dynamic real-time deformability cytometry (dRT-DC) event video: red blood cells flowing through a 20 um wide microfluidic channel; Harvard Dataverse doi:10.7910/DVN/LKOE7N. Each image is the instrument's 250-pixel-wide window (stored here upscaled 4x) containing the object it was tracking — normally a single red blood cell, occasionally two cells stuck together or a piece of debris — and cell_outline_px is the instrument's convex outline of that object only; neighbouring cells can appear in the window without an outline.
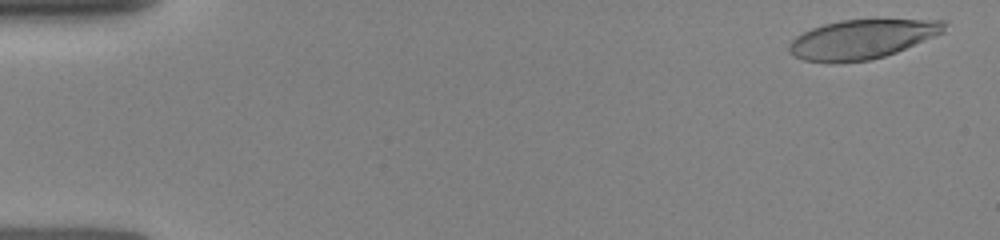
{"species": "human", "species_latin": "Homo sapiens", "temperature_condition": "room temperature", "stored_images_in_passage": 5, "camera_frame_rate_fps": 3000, "um_per_image_px": 0.085, "donor": {"sex": "female"}, "frame": {"image": 1, "passage_image": 1, "time_ms": 0.0, "image_size_px": [1000, 240], "cell_outline_px": [[944, 32], [896, 52], [884, 56], [868, 60], [804, 60], [788, 52], [788, 44], [796, 36], [812, 28], [824, 24], [840, 20], [944, 20]], "centroid_in_image_um": [73.26, 3.3], "position_along_channel_um": 11.7, "area_um2": 34.33}}
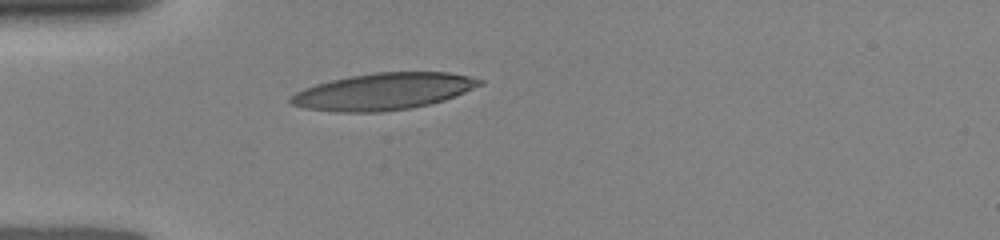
{"frame": {"image": 2, "passage_image": 5, "time_ms": 4.0, "image_size_px": [1000, 240], "cell_outline_px": [[484, 84], [444, 100], [428, 104], [408, 108], [380, 112], [336, 112], [304, 108], [292, 104], [288, 100], [288, 96], [304, 88], [316, 84], [348, 76], [376, 72], [448, 72], [468, 76], [484, 80]], "centroid_in_image_um": [32.56, 7.77], "position_along_channel_um": 52.4, "area_um2": 40.4}}